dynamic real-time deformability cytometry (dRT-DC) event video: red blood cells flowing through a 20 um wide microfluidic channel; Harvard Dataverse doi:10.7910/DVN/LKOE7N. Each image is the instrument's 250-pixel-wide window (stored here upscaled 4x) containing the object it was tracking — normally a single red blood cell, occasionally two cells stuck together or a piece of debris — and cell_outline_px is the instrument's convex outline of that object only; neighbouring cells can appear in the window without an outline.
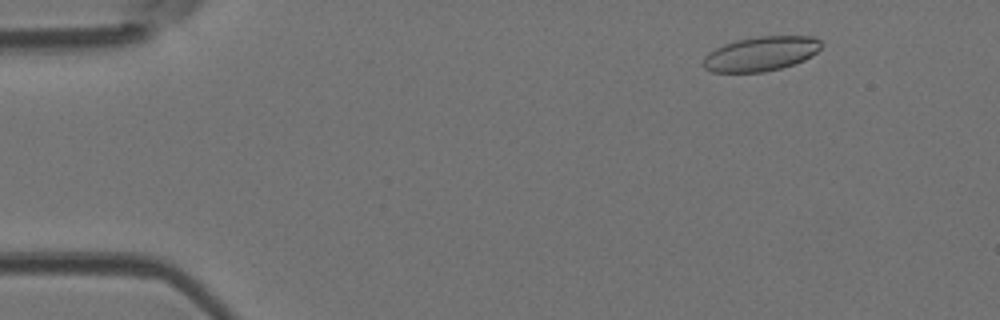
{"species": "Egyptian fruit bat (a non-hibernating species)", "species_latin": "Rousettus aegyptiacus", "temperature_condition": "room temperature", "stored_images_in_passage": 30, "camera_frame_rate_fps": 3000, "um_per_image_px": 0.085, "animal": {"sex": "female"}, "frame": {"image": 1, "passage_image": 6, "time_ms": 1.667, "image_size_px": [1000, 320], "cell_outline_px": [[820, 48], [812, 56], [804, 60], [780, 68], [764, 72], [712, 72], [704, 68], [704, 56], [708, 52], [724, 44], [736, 40], [756, 36], [812, 36], [820, 40]], "centroid_in_image_um": [64.66, 4.56], "position_along_channel_um": 20.3, "area_um2": 23.64}}
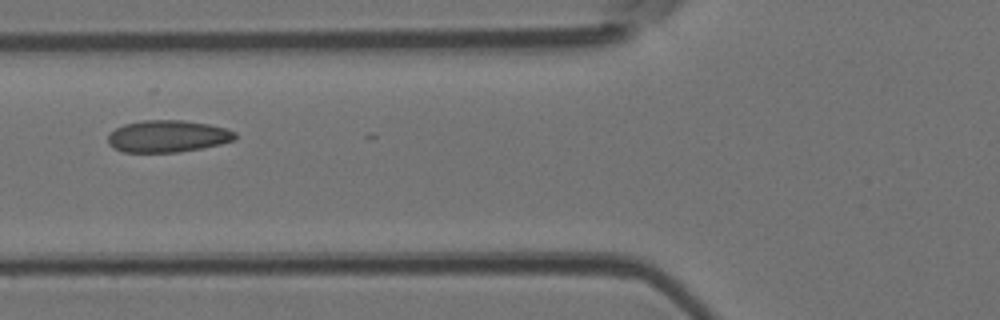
{"frame": {"image": 2, "passage_image": 19, "time_ms": 6.0, "image_size_px": [1000, 320], "cell_outline_px": [[236, 140], [220, 144], [200, 148], [176, 152], [124, 152], [108, 144], [108, 136], [116, 128], [124, 124], [144, 120], [184, 120], [208, 124], [224, 128], [236, 132]], "centroid_in_image_um": [14.26, 11.57], "position_along_channel_um": 111.5, "area_um2": 23.52}}
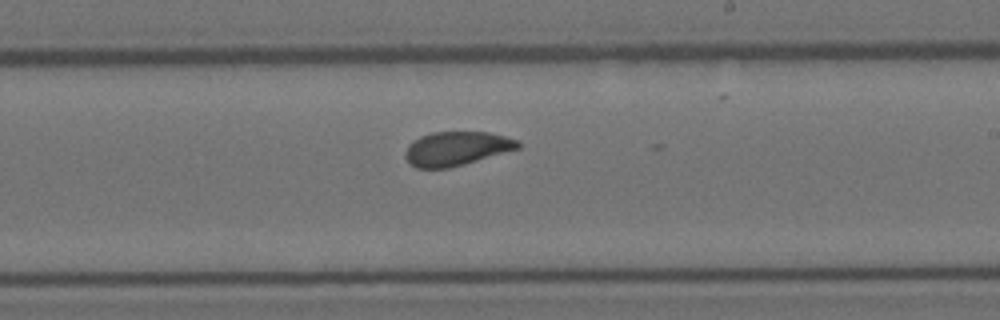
{"frame": {"image": 3, "passage_image": 29, "time_ms": 9.333, "image_size_px": [1000, 320], "cell_outline_px": [[520, 148], [464, 164], [448, 168], [416, 168], [404, 156], [404, 152], [408, 144], [412, 140], [420, 136], [432, 132], [488, 132], [504, 136], [516, 140], [520, 144]], "centroid_in_image_um": [38.76, 12.62], "position_along_channel_um": 250.2, "area_um2": 22.25}}